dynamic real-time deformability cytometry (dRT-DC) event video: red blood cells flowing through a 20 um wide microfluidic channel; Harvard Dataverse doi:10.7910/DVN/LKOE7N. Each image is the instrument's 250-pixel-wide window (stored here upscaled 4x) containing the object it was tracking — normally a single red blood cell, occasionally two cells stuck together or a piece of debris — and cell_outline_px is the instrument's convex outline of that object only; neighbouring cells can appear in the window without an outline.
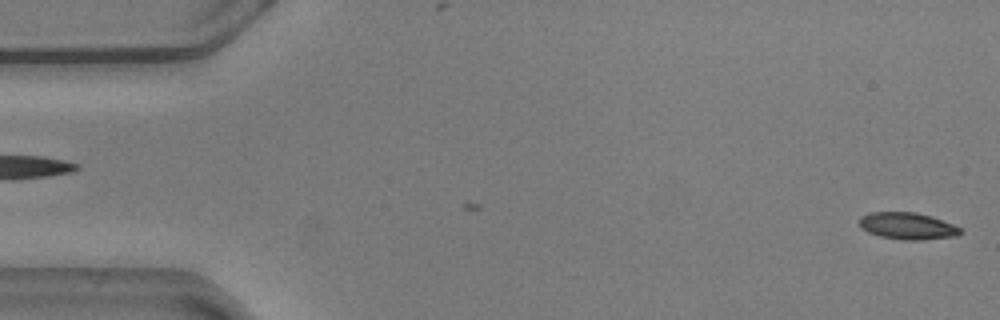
{"species": "common noctule bat (a hibernating species)", "species_latin": "Nyctalus noctula", "temperature_condition": "warm", "stored_images_in_passage": 22, "camera_frame_rate_fps": 3000, "um_per_image_px": 0.085, "animal": {"sex": "male", "body_mass_g": 20.5, "forearm_length_mm": 52.5}, "frame": {"image": 1, "passage_image": 1, "time_ms": 0.0, "image_size_px": [1000, 320], "cell_outline_px": [[964, 232], [956, 236], [920, 240], [904, 240], [880, 236], [868, 232], [860, 228], [860, 216], [868, 212], [916, 212], [932, 216], [952, 224], [960, 228]], "centroid_in_image_um": [77.13, 19.2], "position_along_channel_um": 7.9, "area_um2": 15.9}}
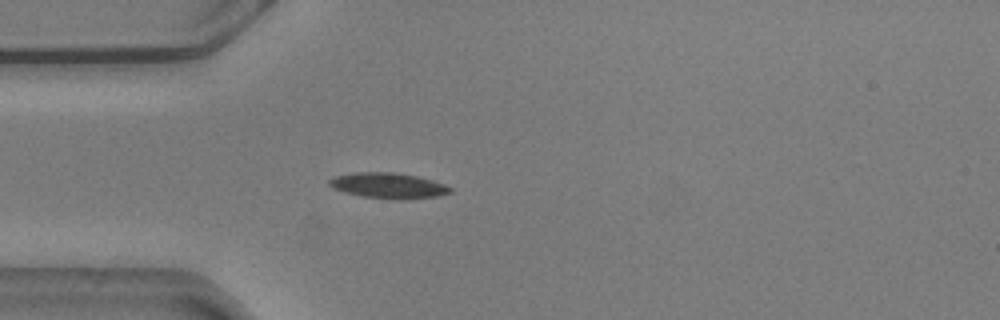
{"frame": {"image": 2, "passage_image": 15, "time_ms": 4.667, "image_size_px": [1000, 320], "cell_outline_px": [[452, 192], [440, 196], [400, 200], [396, 200], [364, 196], [344, 192], [332, 188], [328, 184], [328, 180], [332, 176], [356, 172], [392, 172], [416, 176], [432, 180], [444, 184], [452, 188]], "centroid_in_image_um": [32.99, 15.78], "position_along_channel_um": 52.0, "area_um2": 18.15}}